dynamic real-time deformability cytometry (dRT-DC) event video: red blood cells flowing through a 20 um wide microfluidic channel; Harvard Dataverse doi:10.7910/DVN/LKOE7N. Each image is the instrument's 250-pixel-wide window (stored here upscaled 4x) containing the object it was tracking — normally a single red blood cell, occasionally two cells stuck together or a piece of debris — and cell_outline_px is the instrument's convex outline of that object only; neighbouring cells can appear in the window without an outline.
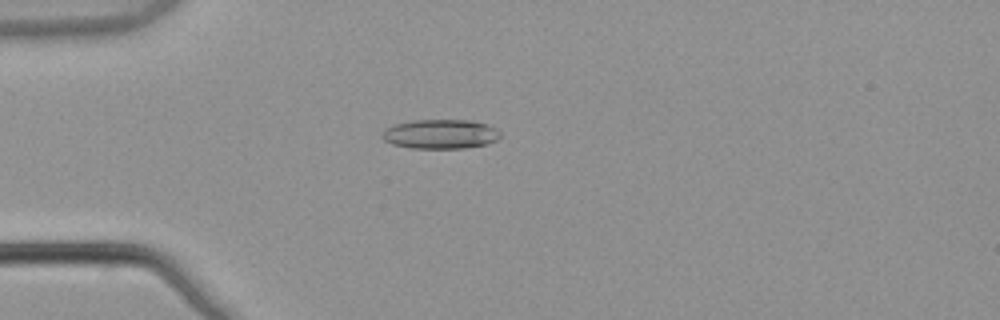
{"species": "common noctule bat (a hibernating species)", "species_latin": "Nyctalus noctula", "temperature_condition": "warm", "stored_images_in_passage": 4, "camera_frame_rate_fps": 3000, "um_per_image_px": 0.085, "animal": {"sex": "male", "body_mass_g": 21.5, "forearm_length_mm": 52.0}, "frame": {"image": 1, "passage_image": 4, "time_ms": 1.0, "image_size_px": [1000, 320], "cell_outline_px": [[500, 136], [496, 140], [488, 144], [464, 148], [412, 148], [392, 144], [384, 140], [380, 136], [380, 132], [384, 128], [396, 124], [412, 120], [468, 120], [488, 124], [496, 128], [500, 132]], "centroid_in_image_um": [37.41, 11.39], "position_along_channel_um": 47.6, "area_um2": 20.4}}